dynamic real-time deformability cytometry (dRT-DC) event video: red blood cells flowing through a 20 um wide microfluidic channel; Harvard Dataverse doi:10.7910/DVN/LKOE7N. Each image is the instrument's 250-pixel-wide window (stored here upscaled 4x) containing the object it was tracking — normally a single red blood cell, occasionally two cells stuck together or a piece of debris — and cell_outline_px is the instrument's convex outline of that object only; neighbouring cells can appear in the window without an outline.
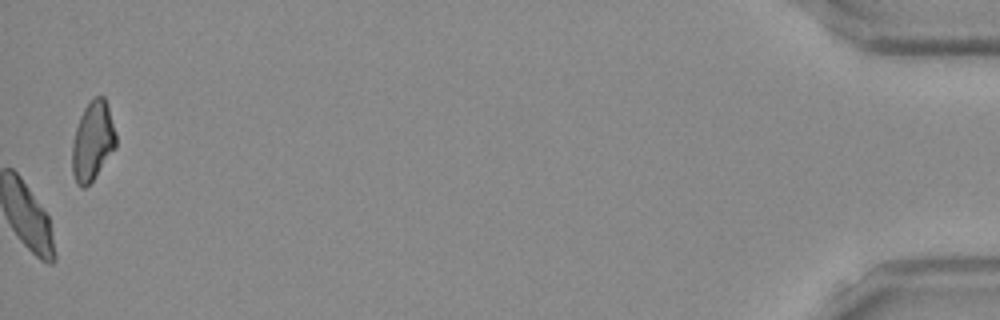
{"species": "Egyptian fruit bat (a non-hibernating species)", "species_latin": "Rousettus aegyptiacus", "temperature_condition": "room temperature", "stored_images_in_passage": 48, "camera_frame_rate_fps": 3000, "um_per_image_px": 0.085, "frame": {"image": 1, "passage_image": 48, "time_ms": 15.667, "image_size_px": [1000, 320], "cell_outline_px": [[116, 148], [92, 180], [84, 188], [76, 184], [72, 172], [72, 144], [76, 128], [80, 116], [84, 108], [92, 96], [104, 96], [116, 132]], "centroid_in_image_um": [7.87, 11.98], "position_along_channel_um": 427.3, "area_um2": 20.17}, "authors_computed_cell_mechanics": {"area_um2": 22.0507, "velocity_mm_per_s": 3.9361, "shape_relaxation_time_tau1_ms": 5.3437, "shape_relaxation_time_tau2_ms": 2.7711, "deformation_change_tau1": 0.1499, "deformation_change_tau2": 0.0838}}